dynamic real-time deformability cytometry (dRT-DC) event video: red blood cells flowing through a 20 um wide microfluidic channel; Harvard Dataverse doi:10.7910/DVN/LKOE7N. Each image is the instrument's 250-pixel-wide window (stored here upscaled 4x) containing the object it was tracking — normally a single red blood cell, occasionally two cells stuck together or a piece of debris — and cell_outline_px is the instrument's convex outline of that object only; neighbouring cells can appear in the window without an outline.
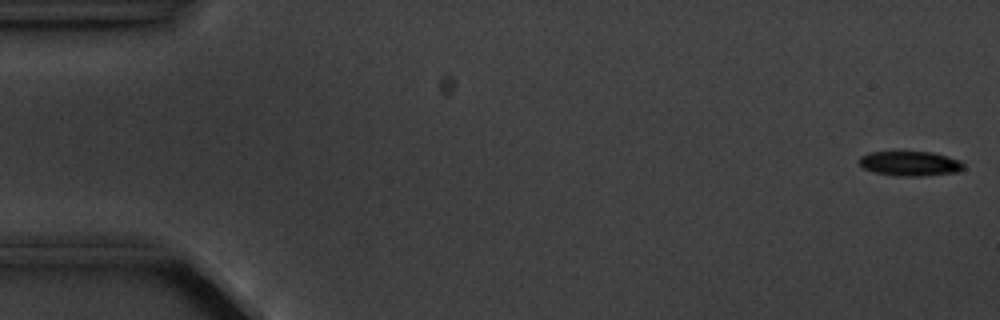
{"species": "common noctule bat (a hibernating species)", "species_latin": "Nyctalus noctula", "temperature_condition": "cold", "stored_images_in_passage": 5, "camera_frame_rate_fps": 3000, "um_per_image_px": 0.085, "animal": {"sex": "male", "body_mass_g": 20.1, "forearm_length_mm": 53.5}, "frame": {"image": 1, "passage_image": 1, "time_ms": 0.0, "image_size_px": [1000, 320], "cell_outline_px": [[964, 168], [956, 172], [924, 176], [896, 176], [872, 172], [864, 168], [860, 164], [860, 156], [872, 152], [932, 152], [948, 156], [960, 160], [964, 164]], "centroid_in_image_um": [77.37, 13.91], "position_along_channel_um": 7.6, "area_um2": 15.03}}